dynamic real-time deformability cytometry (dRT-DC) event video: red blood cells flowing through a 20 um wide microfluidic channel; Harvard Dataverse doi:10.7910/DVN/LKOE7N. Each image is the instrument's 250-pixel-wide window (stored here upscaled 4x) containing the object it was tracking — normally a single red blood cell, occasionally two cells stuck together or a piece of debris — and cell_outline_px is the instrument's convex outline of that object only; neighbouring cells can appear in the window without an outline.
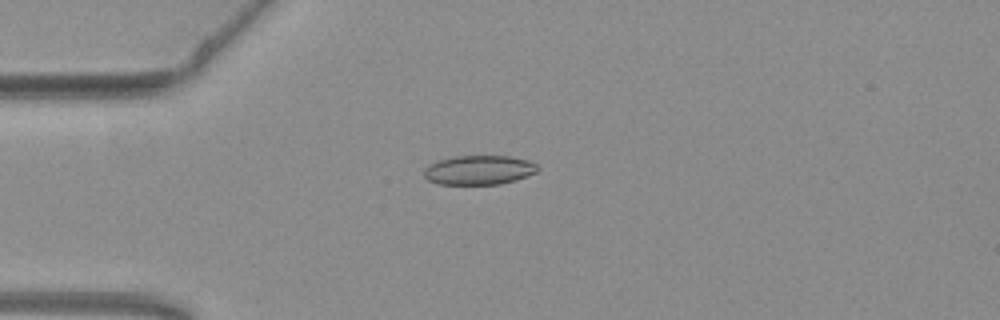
{"species": "common noctule bat (a hibernating species)", "species_latin": "Nyctalus noctula", "temperature_condition": "warm", "stored_images_in_passage": 42, "camera_frame_rate_fps": 3000, "um_per_image_px": 0.085, "animal": {"sex": "female", "body_mass_g": 19.3, "forearm_length_mm": 54.1}, "frame": {"image": 1, "passage_image": 2, "time_ms": 0.333, "image_size_px": [1000, 320], "cell_outline_px": [[540, 168], [536, 172], [516, 180], [500, 184], [440, 184], [428, 180], [424, 176], [424, 168], [428, 164], [440, 160], [456, 156], [508, 156], [528, 160], [536, 164]], "centroid_in_image_um": [40.71, 14.45], "position_along_channel_um": 44.3, "area_um2": 19.36}}
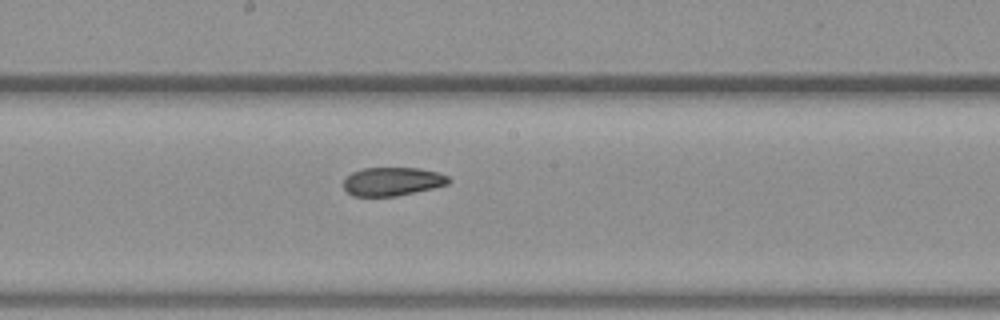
{"frame": {"image": 2, "passage_image": 17, "time_ms": 5.333, "image_size_px": [1000, 320], "cell_outline_px": [[452, 180], [448, 184], [432, 188], [396, 196], [352, 196], [344, 188], [344, 180], [352, 172], [364, 168], [420, 168], [436, 172], [448, 176]], "centroid_in_image_um": [33.36, 15.42], "position_along_channel_um": 214.8, "area_um2": 17.34}}
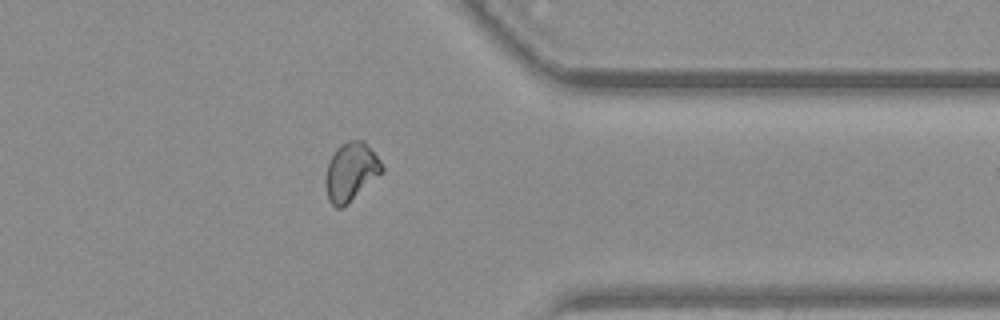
{"frame": {"image": 3, "passage_image": 31, "time_ms": 10.0, "image_size_px": [1000, 320], "cell_outline_px": [[384, 172], [344, 208], [336, 208], [328, 200], [324, 180], [328, 164], [336, 148], [340, 144], [348, 140], [364, 140], [380, 160], [384, 168]], "centroid_in_image_um": [29.83, 14.62], "position_along_channel_um": 381.6, "area_um2": 19.54}, "authors_computed_cell_mechanics": {"area_um2": 18.7561, "velocity_mm_per_s": 3.8067, "shape_relaxation_time_tau1_ms": null, "shape_relaxation_time_tau2_ms": 2.6665, "deformation_change_tau1": null, "deformation_change_tau2": 0.0543}}